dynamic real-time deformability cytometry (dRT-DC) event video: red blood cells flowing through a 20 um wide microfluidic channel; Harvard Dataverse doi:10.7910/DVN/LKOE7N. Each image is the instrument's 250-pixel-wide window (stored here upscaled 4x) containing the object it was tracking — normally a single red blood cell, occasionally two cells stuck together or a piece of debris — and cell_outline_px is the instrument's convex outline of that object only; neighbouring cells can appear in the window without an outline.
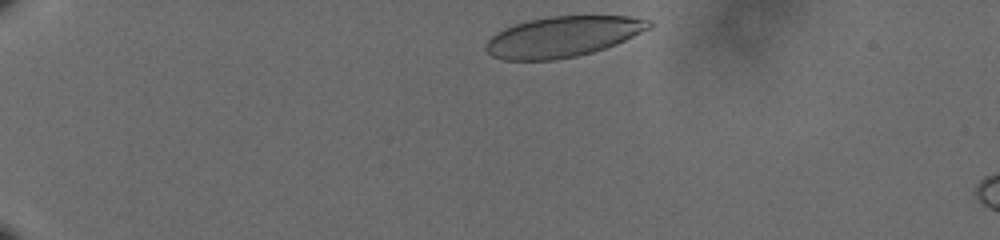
{"species": "human", "species_latin": "Homo sapiens", "temperature_condition": "cold", "stored_images_in_passage": 40, "camera_frame_rate_fps": 3000, "um_per_image_px": 0.085, "donor": {"sex": "male"}, "frame": {"image": 1, "passage_image": 1, "time_ms": 0.0, "image_size_px": [1000, 240], "cell_outline_px": [[652, 28], [616, 44], [592, 52], [576, 56], [556, 60], [504, 60], [492, 56], [484, 48], [484, 44], [496, 32], [504, 28], [528, 20], [548, 16], [628, 16], [652, 20]], "centroid_in_image_um": [47.84, 3.11], "position_along_channel_um": 37.2, "area_um2": 38.73}}
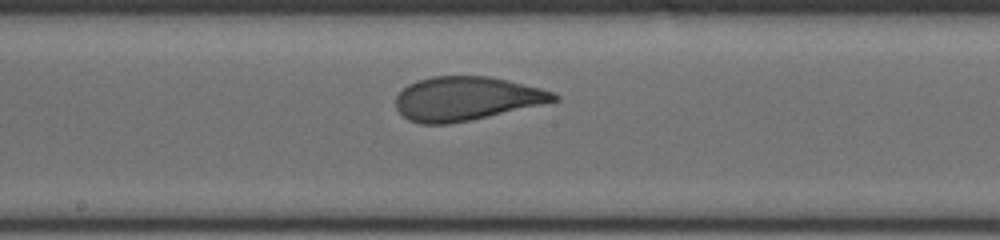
{"frame": {"image": 2, "passage_image": 22, "time_ms": 7.0, "image_size_px": [1000, 240], "cell_outline_px": [[560, 100], [472, 120], [448, 124], [420, 124], [408, 120], [396, 108], [396, 96], [408, 84], [416, 80], [432, 76], [488, 76], [508, 80], [540, 88], [552, 92], [560, 96]], "centroid_in_image_um": [39.62, 8.38], "position_along_channel_um": 208.6, "area_um2": 40.4}}
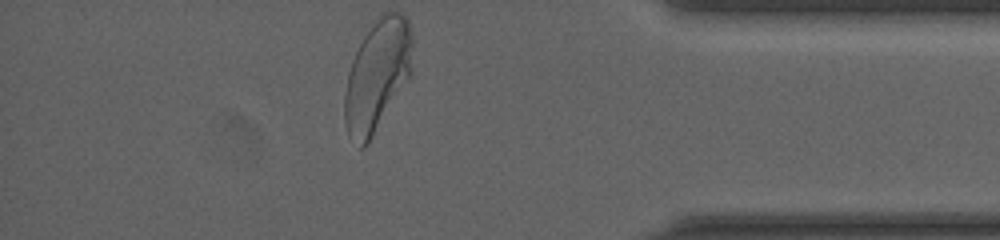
{"frame": {"image": 3, "passage_image": 40, "time_ms": 13.0, "image_size_px": [1000, 240], "cell_outline_px": [[412, 72], [368, 144], [364, 148], [360, 148], [348, 136], [344, 120], [344, 96], [348, 72], [352, 60], [364, 36], [380, 12], [400, 12], [408, 20], [412, 36]], "centroid_in_image_um": [32.06, 6.41], "position_along_channel_um": 403.1, "area_um2": 44.1}, "authors_computed_cell_mechanics": {"area_um2": 40.6623, "velocity_mm_per_s": 3.6027, "shape_relaxation_time_tau1_ms": 4.9683, "shape_relaxation_time_tau2_ms": null, "deformation_change_tau1": 0.1901, "deformation_change_tau2": null}}